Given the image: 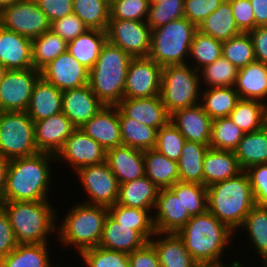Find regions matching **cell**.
I'll use <instances>...</instances> for the list:
<instances>
[{
  "instance_id": "cell-1",
  "label": "cell",
  "mask_w": 267,
  "mask_h": 267,
  "mask_svg": "<svg viewBox=\"0 0 267 267\" xmlns=\"http://www.w3.org/2000/svg\"><path fill=\"white\" fill-rule=\"evenodd\" d=\"M52 159L55 155L47 152L11 159L1 201H47Z\"/></svg>"
},
{
  "instance_id": "cell-2",
  "label": "cell",
  "mask_w": 267,
  "mask_h": 267,
  "mask_svg": "<svg viewBox=\"0 0 267 267\" xmlns=\"http://www.w3.org/2000/svg\"><path fill=\"white\" fill-rule=\"evenodd\" d=\"M234 233L208 210L191 216L177 232L185 248L198 264H223L221 257L225 245Z\"/></svg>"
},
{
  "instance_id": "cell-3",
  "label": "cell",
  "mask_w": 267,
  "mask_h": 267,
  "mask_svg": "<svg viewBox=\"0 0 267 267\" xmlns=\"http://www.w3.org/2000/svg\"><path fill=\"white\" fill-rule=\"evenodd\" d=\"M207 205L208 211L232 231L240 228L255 206L247 173L243 170L233 178L208 186Z\"/></svg>"
},
{
  "instance_id": "cell-4",
  "label": "cell",
  "mask_w": 267,
  "mask_h": 267,
  "mask_svg": "<svg viewBox=\"0 0 267 267\" xmlns=\"http://www.w3.org/2000/svg\"><path fill=\"white\" fill-rule=\"evenodd\" d=\"M132 56L108 41L89 71L88 85L104 105H117L124 98L127 70Z\"/></svg>"
},
{
  "instance_id": "cell-5",
  "label": "cell",
  "mask_w": 267,
  "mask_h": 267,
  "mask_svg": "<svg viewBox=\"0 0 267 267\" xmlns=\"http://www.w3.org/2000/svg\"><path fill=\"white\" fill-rule=\"evenodd\" d=\"M0 206L10 219L18 244L47 243L46 236L57 229L49 201H0Z\"/></svg>"
},
{
  "instance_id": "cell-6",
  "label": "cell",
  "mask_w": 267,
  "mask_h": 267,
  "mask_svg": "<svg viewBox=\"0 0 267 267\" xmlns=\"http://www.w3.org/2000/svg\"><path fill=\"white\" fill-rule=\"evenodd\" d=\"M108 207L80 203L71 208L58 231L60 240L75 246L78 253L99 246L104 229Z\"/></svg>"
},
{
  "instance_id": "cell-7",
  "label": "cell",
  "mask_w": 267,
  "mask_h": 267,
  "mask_svg": "<svg viewBox=\"0 0 267 267\" xmlns=\"http://www.w3.org/2000/svg\"><path fill=\"white\" fill-rule=\"evenodd\" d=\"M198 27L185 17L152 29L148 57L161 67L185 64Z\"/></svg>"
},
{
  "instance_id": "cell-8",
  "label": "cell",
  "mask_w": 267,
  "mask_h": 267,
  "mask_svg": "<svg viewBox=\"0 0 267 267\" xmlns=\"http://www.w3.org/2000/svg\"><path fill=\"white\" fill-rule=\"evenodd\" d=\"M192 68L188 64L162 67L160 97L170 115L198 105L199 83L202 82L199 80V71Z\"/></svg>"
},
{
  "instance_id": "cell-9",
  "label": "cell",
  "mask_w": 267,
  "mask_h": 267,
  "mask_svg": "<svg viewBox=\"0 0 267 267\" xmlns=\"http://www.w3.org/2000/svg\"><path fill=\"white\" fill-rule=\"evenodd\" d=\"M34 121L26 111L0 112V154L9 160L39 153Z\"/></svg>"
},
{
  "instance_id": "cell-10",
  "label": "cell",
  "mask_w": 267,
  "mask_h": 267,
  "mask_svg": "<svg viewBox=\"0 0 267 267\" xmlns=\"http://www.w3.org/2000/svg\"><path fill=\"white\" fill-rule=\"evenodd\" d=\"M0 25L30 39L50 30V22L35 0H21L0 12Z\"/></svg>"
},
{
  "instance_id": "cell-11",
  "label": "cell",
  "mask_w": 267,
  "mask_h": 267,
  "mask_svg": "<svg viewBox=\"0 0 267 267\" xmlns=\"http://www.w3.org/2000/svg\"><path fill=\"white\" fill-rule=\"evenodd\" d=\"M41 72L34 68L7 70L0 80V112L26 111Z\"/></svg>"
},
{
  "instance_id": "cell-12",
  "label": "cell",
  "mask_w": 267,
  "mask_h": 267,
  "mask_svg": "<svg viewBox=\"0 0 267 267\" xmlns=\"http://www.w3.org/2000/svg\"><path fill=\"white\" fill-rule=\"evenodd\" d=\"M107 40L132 57H148L152 29L147 21L110 20Z\"/></svg>"
},
{
  "instance_id": "cell-13",
  "label": "cell",
  "mask_w": 267,
  "mask_h": 267,
  "mask_svg": "<svg viewBox=\"0 0 267 267\" xmlns=\"http://www.w3.org/2000/svg\"><path fill=\"white\" fill-rule=\"evenodd\" d=\"M76 172L91 200L87 204L110 207L117 203L120 184L106 161Z\"/></svg>"
},
{
  "instance_id": "cell-14",
  "label": "cell",
  "mask_w": 267,
  "mask_h": 267,
  "mask_svg": "<svg viewBox=\"0 0 267 267\" xmlns=\"http://www.w3.org/2000/svg\"><path fill=\"white\" fill-rule=\"evenodd\" d=\"M154 209L158 211L153 217L155 236L177 233L191 219L181 201V182H176L170 188L159 189Z\"/></svg>"
},
{
  "instance_id": "cell-15",
  "label": "cell",
  "mask_w": 267,
  "mask_h": 267,
  "mask_svg": "<svg viewBox=\"0 0 267 267\" xmlns=\"http://www.w3.org/2000/svg\"><path fill=\"white\" fill-rule=\"evenodd\" d=\"M162 67L150 57H133L129 63L124 98L160 95Z\"/></svg>"
},
{
  "instance_id": "cell-16",
  "label": "cell",
  "mask_w": 267,
  "mask_h": 267,
  "mask_svg": "<svg viewBox=\"0 0 267 267\" xmlns=\"http://www.w3.org/2000/svg\"><path fill=\"white\" fill-rule=\"evenodd\" d=\"M41 77L61 91L88 84L89 70L68 51L56 57L41 71Z\"/></svg>"
},
{
  "instance_id": "cell-17",
  "label": "cell",
  "mask_w": 267,
  "mask_h": 267,
  "mask_svg": "<svg viewBox=\"0 0 267 267\" xmlns=\"http://www.w3.org/2000/svg\"><path fill=\"white\" fill-rule=\"evenodd\" d=\"M55 158H63L71 163L75 170L106 161V150L80 129H76L64 142Z\"/></svg>"
},
{
  "instance_id": "cell-18",
  "label": "cell",
  "mask_w": 267,
  "mask_h": 267,
  "mask_svg": "<svg viewBox=\"0 0 267 267\" xmlns=\"http://www.w3.org/2000/svg\"><path fill=\"white\" fill-rule=\"evenodd\" d=\"M80 130L98 142L106 151L122 145L116 105H104Z\"/></svg>"
},
{
  "instance_id": "cell-19",
  "label": "cell",
  "mask_w": 267,
  "mask_h": 267,
  "mask_svg": "<svg viewBox=\"0 0 267 267\" xmlns=\"http://www.w3.org/2000/svg\"><path fill=\"white\" fill-rule=\"evenodd\" d=\"M170 122L186 141L210 145L213 120L200 104L175 111Z\"/></svg>"
},
{
  "instance_id": "cell-20",
  "label": "cell",
  "mask_w": 267,
  "mask_h": 267,
  "mask_svg": "<svg viewBox=\"0 0 267 267\" xmlns=\"http://www.w3.org/2000/svg\"><path fill=\"white\" fill-rule=\"evenodd\" d=\"M103 106L88 84L63 91L62 112L78 129Z\"/></svg>"
},
{
  "instance_id": "cell-21",
  "label": "cell",
  "mask_w": 267,
  "mask_h": 267,
  "mask_svg": "<svg viewBox=\"0 0 267 267\" xmlns=\"http://www.w3.org/2000/svg\"><path fill=\"white\" fill-rule=\"evenodd\" d=\"M127 117L159 130L170 122L171 115L160 95L144 98H123L116 105Z\"/></svg>"
},
{
  "instance_id": "cell-22",
  "label": "cell",
  "mask_w": 267,
  "mask_h": 267,
  "mask_svg": "<svg viewBox=\"0 0 267 267\" xmlns=\"http://www.w3.org/2000/svg\"><path fill=\"white\" fill-rule=\"evenodd\" d=\"M34 129L35 145L38 151L56 155L77 128L63 112H60L47 119L34 122Z\"/></svg>"
},
{
  "instance_id": "cell-23",
  "label": "cell",
  "mask_w": 267,
  "mask_h": 267,
  "mask_svg": "<svg viewBox=\"0 0 267 267\" xmlns=\"http://www.w3.org/2000/svg\"><path fill=\"white\" fill-rule=\"evenodd\" d=\"M0 63L8 70L34 68L32 39L0 25Z\"/></svg>"
},
{
  "instance_id": "cell-24",
  "label": "cell",
  "mask_w": 267,
  "mask_h": 267,
  "mask_svg": "<svg viewBox=\"0 0 267 267\" xmlns=\"http://www.w3.org/2000/svg\"><path fill=\"white\" fill-rule=\"evenodd\" d=\"M106 163L123 184L145 175L144 151L129 146H117L106 151Z\"/></svg>"
},
{
  "instance_id": "cell-25",
  "label": "cell",
  "mask_w": 267,
  "mask_h": 267,
  "mask_svg": "<svg viewBox=\"0 0 267 267\" xmlns=\"http://www.w3.org/2000/svg\"><path fill=\"white\" fill-rule=\"evenodd\" d=\"M63 91L40 77L34 85L26 112L34 121H41L62 112Z\"/></svg>"
},
{
  "instance_id": "cell-26",
  "label": "cell",
  "mask_w": 267,
  "mask_h": 267,
  "mask_svg": "<svg viewBox=\"0 0 267 267\" xmlns=\"http://www.w3.org/2000/svg\"><path fill=\"white\" fill-rule=\"evenodd\" d=\"M147 242L133 226L122 225L107 215L100 247L129 254L142 248Z\"/></svg>"
},
{
  "instance_id": "cell-27",
  "label": "cell",
  "mask_w": 267,
  "mask_h": 267,
  "mask_svg": "<svg viewBox=\"0 0 267 267\" xmlns=\"http://www.w3.org/2000/svg\"><path fill=\"white\" fill-rule=\"evenodd\" d=\"M242 171L234 151L209 148L203 160V185L208 187Z\"/></svg>"
},
{
  "instance_id": "cell-28",
  "label": "cell",
  "mask_w": 267,
  "mask_h": 267,
  "mask_svg": "<svg viewBox=\"0 0 267 267\" xmlns=\"http://www.w3.org/2000/svg\"><path fill=\"white\" fill-rule=\"evenodd\" d=\"M234 88L240 99L264 102L262 100L267 96V64L254 61L239 69Z\"/></svg>"
},
{
  "instance_id": "cell-29",
  "label": "cell",
  "mask_w": 267,
  "mask_h": 267,
  "mask_svg": "<svg viewBox=\"0 0 267 267\" xmlns=\"http://www.w3.org/2000/svg\"><path fill=\"white\" fill-rule=\"evenodd\" d=\"M159 188L147 177L119 185L117 204L151 210L155 208Z\"/></svg>"
},
{
  "instance_id": "cell-30",
  "label": "cell",
  "mask_w": 267,
  "mask_h": 267,
  "mask_svg": "<svg viewBox=\"0 0 267 267\" xmlns=\"http://www.w3.org/2000/svg\"><path fill=\"white\" fill-rule=\"evenodd\" d=\"M107 41L106 31L88 29L85 33L67 42V51L90 71Z\"/></svg>"
},
{
  "instance_id": "cell-31",
  "label": "cell",
  "mask_w": 267,
  "mask_h": 267,
  "mask_svg": "<svg viewBox=\"0 0 267 267\" xmlns=\"http://www.w3.org/2000/svg\"><path fill=\"white\" fill-rule=\"evenodd\" d=\"M163 235L167 237L149 241L156 249L161 267H195L198 264L177 233Z\"/></svg>"
},
{
  "instance_id": "cell-32",
  "label": "cell",
  "mask_w": 267,
  "mask_h": 267,
  "mask_svg": "<svg viewBox=\"0 0 267 267\" xmlns=\"http://www.w3.org/2000/svg\"><path fill=\"white\" fill-rule=\"evenodd\" d=\"M145 176L159 189L170 188L179 182V167L155 148L144 151Z\"/></svg>"
},
{
  "instance_id": "cell-33",
  "label": "cell",
  "mask_w": 267,
  "mask_h": 267,
  "mask_svg": "<svg viewBox=\"0 0 267 267\" xmlns=\"http://www.w3.org/2000/svg\"><path fill=\"white\" fill-rule=\"evenodd\" d=\"M234 152L244 171L250 166L267 163V126L245 133Z\"/></svg>"
},
{
  "instance_id": "cell-34",
  "label": "cell",
  "mask_w": 267,
  "mask_h": 267,
  "mask_svg": "<svg viewBox=\"0 0 267 267\" xmlns=\"http://www.w3.org/2000/svg\"><path fill=\"white\" fill-rule=\"evenodd\" d=\"M198 30L221 42L242 33L236 25L232 6L228 0H225L215 12L211 13L198 27Z\"/></svg>"
},
{
  "instance_id": "cell-35",
  "label": "cell",
  "mask_w": 267,
  "mask_h": 267,
  "mask_svg": "<svg viewBox=\"0 0 267 267\" xmlns=\"http://www.w3.org/2000/svg\"><path fill=\"white\" fill-rule=\"evenodd\" d=\"M209 145L186 141L177 161L179 182L203 184V160Z\"/></svg>"
},
{
  "instance_id": "cell-36",
  "label": "cell",
  "mask_w": 267,
  "mask_h": 267,
  "mask_svg": "<svg viewBox=\"0 0 267 267\" xmlns=\"http://www.w3.org/2000/svg\"><path fill=\"white\" fill-rule=\"evenodd\" d=\"M119 123L122 145L139 150L155 148L157 129L127 117L119 108Z\"/></svg>"
},
{
  "instance_id": "cell-37",
  "label": "cell",
  "mask_w": 267,
  "mask_h": 267,
  "mask_svg": "<svg viewBox=\"0 0 267 267\" xmlns=\"http://www.w3.org/2000/svg\"><path fill=\"white\" fill-rule=\"evenodd\" d=\"M47 244H18L0 259V267H53L49 262Z\"/></svg>"
},
{
  "instance_id": "cell-38",
  "label": "cell",
  "mask_w": 267,
  "mask_h": 267,
  "mask_svg": "<svg viewBox=\"0 0 267 267\" xmlns=\"http://www.w3.org/2000/svg\"><path fill=\"white\" fill-rule=\"evenodd\" d=\"M203 100L200 105L212 120L229 117L231 111L240 100L235 88L232 87H214L206 89L201 94Z\"/></svg>"
},
{
  "instance_id": "cell-39",
  "label": "cell",
  "mask_w": 267,
  "mask_h": 267,
  "mask_svg": "<svg viewBox=\"0 0 267 267\" xmlns=\"http://www.w3.org/2000/svg\"><path fill=\"white\" fill-rule=\"evenodd\" d=\"M151 210L125 207L114 204L108 207V214L118 223L126 226H133L148 242L156 235L153 217L149 216Z\"/></svg>"
},
{
  "instance_id": "cell-40",
  "label": "cell",
  "mask_w": 267,
  "mask_h": 267,
  "mask_svg": "<svg viewBox=\"0 0 267 267\" xmlns=\"http://www.w3.org/2000/svg\"><path fill=\"white\" fill-rule=\"evenodd\" d=\"M67 51V42L51 30L32 39V59L35 70L41 71L56 57Z\"/></svg>"
},
{
  "instance_id": "cell-41",
  "label": "cell",
  "mask_w": 267,
  "mask_h": 267,
  "mask_svg": "<svg viewBox=\"0 0 267 267\" xmlns=\"http://www.w3.org/2000/svg\"><path fill=\"white\" fill-rule=\"evenodd\" d=\"M73 13L89 29L106 31L110 21V0H73Z\"/></svg>"
},
{
  "instance_id": "cell-42",
  "label": "cell",
  "mask_w": 267,
  "mask_h": 267,
  "mask_svg": "<svg viewBox=\"0 0 267 267\" xmlns=\"http://www.w3.org/2000/svg\"><path fill=\"white\" fill-rule=\"evenodd\" d=\"M229 118L244 133L253 132L265 126L264 103L256 100L240 99Z\"/></svg>"
},
{
  "instance_id": "cell-43",
  "label": "cell",
  "mask_w": 267,
  "mask_h": 267,
  "mask_svg": "<svg viewBox=\"0 0 267 267\" xmlns=\"http://www.w3.org/2000/svg\"><path fill=\"white\" fill-rule=\"evenodd\" d=\"M241 228L249 231V237L260 256H267V206L255 205L245 217Z\"/></svg>"
},
{
  "instance_id": "cell-44",
  "label": "cell",
  "mask_w": 267,
  "mask_h": 267,
  "mask_svg": "<svg viewBox=\"0 0 267 267\" xmlns=\"http://www.w3.org/2000/svg\"><path fill=\"white\" fill-rule=\"evenodd\" d=\"M222 56L238 69L256 61L249 33H240L222 43Z\"/></svg>"
},
{
  "instance_id": "cell-45",
  "label": "cell",
  "mask_w": 267,
  "mask_h": 267,
  "mask_svg": "<svg viewBox=\"0 0 267 267\" xmlns=\"http://www.w3.org/2000/svg\"><path fill=\"white\" fill-rule=\"evenodd\" d=\"M244 134L229 117L214 119L209 147L217 150L234 151Z\"/></svg>"
},
{
  "instance_id": "cell-46",
  "label": "cell",
  "mask_w": 267,
  "mask_h": 267,
  "mask_svg": "<svg viewBox=\"0 0 267 267\" xmlns=\"http://www.w3.org/2000/svg\"><path fill=\"white\" fill-rule=\"evenodd\" d=\"M222 43L211 36L202 34L199 30L195 33L190 46L189 54L196 60L197 71L216 61L222 54Z\"/></svg>"
},
{
  "instance_id": "cell-47",
  "label": "cell",
  "mask_w": 267,
  "mask_h": 267,
  "mask_svg": "<svg viewBox=\"0 0 267 267\" xmlns=\"http://www.w3.org/2000/svg\"><path fill=\"white\" fill-rule=\"evenodd\" d=\"M202 71L208 88L234 87L239 69L221 55L213 63L204 66Z\"/></svg>"
},
{
  "instance_id": "cell-48",
  "label": "cell",
  "mask_w": 267,
  "mask_h": 267,
  "mask_svg": "<svg viewBox=\"0 0 267 267\" xmlns=\"http://www.w3.org/2000/svg\"><path fill=\"white\" fill-rule=\"evenodd\" d=\"M186 139L179 130L169 122L157 130L155 149L165 155L168 159L178 161L181 156Z\"/></svg>"
},
{
  "instance_id": "cell-49",
  "label": "cell",
  "mask_w": 267,
  "mask_h": 267,
  "mask_svg": "<svg viewBox=\"0 0 267 267\" xmlns=\"http://www.w3.org/2000/svg\"><path fill=\"white\" fill-rule=\"evenodd\" d=\"M183 17L184 0H165L159 4H150L146 21L151 29H155Z\"/></svg>"
},
{
  "instance_id": "cell-50",
  "label": "cell",
  "mask_w": 267,
  "mask_h": 267,
  "mask_svg": "<svg viewBox=\"0 0 267 267\" xmlns=\"http://www.w3.org/2000/svg\"><path fill=\"white\" fill-rule=\"evenodd\" d=\"M87 267H130L128 254L96 246L81 253Z\"/></svg>"
},
{
  "instance_id": "cell-51",
  "label": "cell",
  "mask_w": 267,
  "mask_h": 267,
  "mask_svg": "<svg viewBox=\"0 0 267 267\" xmlns=\"http://www.w3.org/2000/svg\"><path fill=\"white\" fill-rule=\"evenodd\" d=\"M149 7V0H110V20L146 21Z\"/></svg>"
},
{
  "instance_id": "cell-52",
  "label": "cell",
  "mask_w": 267,
  "mask_h": 267,
  "mask_svg": "<svg viewBox=\"0 0 267 267\" xmlns=\"http://www.w3.org/2000/svg\"><path fill=\"white\" fill-rule=\"evenodd\" d=\"M181 201L190 216L205 213L208 210L207 187L203 184L181 182Z\"/></svg>"
},
{
  "instance_id": "cell-53",
  "label": "cell",
  "mask_w": 267,
  "mask_h": 267,
  "mask_svg": "<svg viewBox=\"0 0 267 267\" xmlns=\"http://www.w3.org/2000/svg\"><path fill=\"white\" fill-rule=\"evenodd\" d=\"M225 0H184V17L199 27Z\"/></svg>"
},
{
  "instance_id": "cell-54",
  "label": "cell",
  "mask_w": 267,
  "mask_h": 267,
  "mask_svg": "<svg viewBox=\"0 0 267 267\" xmlns=\"http://www.w3.org/2000/svg\"><path fill=\"white\" fill-rule=\"evenodd\" d=\"M245 172L249 177L255 205L267 206V163L250 166Z\"/></svg>"
},
{
  "instance_id": "cell-55",
  "label": "cell",
  "mask_w": 267,
  "mask_h": 267,
  "mask_svg": "<svg viewBox=\"0 0 267 267\" xmlns=\"http://www.w3.org/2000/svg\"><path fill=\"white\" fill-rule=\"evenodd\" d=\"M89 28L74 13L50 23V30L66 42H70Z\"/></svg>"
},
{
  "instance_id": "cell-56",
  "label": "cell",
  "mask_w": 267,
  "mask_h": 267,
  "mask_svg": "<svg viewBox=\"0 0 267 267\" xmlns=\"http://www.w3.org/2000/svg\"><path fill=\"white\" fill-rule=\"evenodd\" d=\"M238 29L248 33L255 28L254 10L250 0H228Z\"/></svg>"
},
{
  "instance_id": "cell-57",
  "label": "cell",
  "mask_w": 267,
  "mask_h": 267,
  "mask_svg": "<svg viewBox=\"0 0 267 267\" xmlns=\"http://www.w3.org/2000/svg\"><path fill=\"white\" fill-rule=\"evenodd\" d=\"M51 23L73 13V0H35Z\"/></svg>"
},
{
  "instance_id": "cell-58",
  "label": "cell",
  "mask_w": 267,
  "mask_h": 267,
  "mask_svg": "<svg viewBox=\"0 0 267 267\" xmlns=\"http://www.w3.org/2000/svg\"><path fill=\"white\" fill-rule=\"evenodd\" d=\"M18 246L10 219L0 206V259L7 256Z\"/></svg>"
},
{
  "instance_id": "cell-59",
  "label": "cell",
  "mask_w": 267,
  "mask_h": 267,
  "mask_svg": "<svg viewBox=\"0 0 267 267\" xmlns=\"http://www.w3.org/2000/svg\"><path fill=\"white\" fill-rule=\"evenodd\" d=\"M128 259L130 267H161L156 249L150 242L129 253Z\"/></svg>"
},
{
  "instance_id": "cell-60",
  "label": "cell",
  "mask_w": 267,
  "mask_h": 267,
  "mask_svg": "<svg viewBox=\"0 0 267 267\" xmlns=\"http://www.w3.org/2000/svg\"><path fill=\"white\" fill-rule=\"evenodd\" d=\"M248 33L252 39L256 61L267 64V26H257Z\"/></svg>"
},
{
  "instance_id": "cell-61",
  "label": "cell",
  "mask_w": 267,
  "mask_h": 267,
  "mask_svg": "<svg viewBox=\"0 0 267 267\" xmlns=\"http://www.w3.org/2000/svg\"><path fill=\"white\" fill-rule=\"evenodd\" d=\"M254 10L255 27L267 26V0H250Z\"/></svg>"
},
{
  "instance_id": "cell-62",
  "label": "cell",
  "mask_w": 267,
  "mask_h": 267,
  "mask_svg": "<svg viewBox=\"0 0 267 267\" xmlns=\"http://www.w3.org/2000/svg\"><path fill=\"white\" fill-rule=\"evenodd\" d=\"M9 161L10 160L8 158L0 154V201L2 200V196L6 185V174Z\"/></svg>"
},
{
  "instance_id": "cell-63",
  "label": "cell",
  "mask_w": 267,
  "mask_h": 267,
  "mask_svg": "<svg viewBox=\"0 0 267 267\" xmlns=\"http://www.w3.org/2000/svg\"><path fill=\"white\" fill-rule=\"evenodd\" d=\"M17 1H21V0H0V12L11 6L12 4L16 3Z\"/></svg>"
},
{
  "instance_id": "cell-64",
  "label": "cell",
  "mask_w": 267,
  "mask_h": 267,
  "mask_svg": "<svg viewBox=\"0 0 267 267\" xmlns=\"http://www.w3.org/2000/svg\"><path fill=\"white\" fill-rule=\"evenodd\" d=\"M223 264H197L195 267H221Z\"/></svg>"
},
{
  "instance_id": "cell-65",
  "label": "cell",
  "mask_w": 267,
  "mask_h": 267,
  "mask_svg": "<svg viewBox=\"0 0 267 267\" xmlns=\"http://www.w3.org/2000/svg\"><path fill=\"white\" fill-rule=\"evenodd\" d=\"M7 70L8 69L0 63V80L4 77Z\"/></svg>"
},
{
  "instance_id": "cell-66",
  "label": "cell",
  "mask_w": 267,
  "mask_h": 267,
  "mask_svg": "<svg viewBox=\"0 0 267 267\" xmlns=\"http://www.w3.org/2000/svg\"><path fill=\"white\" fill-rule=\"evenodd\" d=\"M230 266L231 267H242L238 261L232 262V264ZM230 266H228V267H230ZM221 267H225V264H223Z\"/></svg>"
},
{
  "instance_id": "cell-67",
  "label": "cell",
  "mask_w": 267,
  "mask_h": 267,
  "mask_svg": "<svg viewBox=\"0 0 267 267\" xmlns=\"http://www.w3.org/2000/svg\"><path fill=\"white\" fill-rule=\"evenodd\" d=\"M264 113H265V125L267 126V104L264 103Z\"/></svg>"
},
{
  "instance_id": "cell-68",
  "label": "cell",
  "mask_w": 267,
  "mask_h": 267,
  "mask_svg": "<svg viewBox=\"0 0 267 267\" xmlns=\"http://www.w3.org/2000/svg\"><path fill=\"white\" fill-rule=\"evenodd\" d=\"M163 1H165V0H149V3L150 4H159V3L163 2Z\"/></svg>"
},
{
  "instance_id": "cell-69",
  "label": "cell",
  "mask_w": 267,
  "mask_h": 267,
  "mask_svg": "<svg viewBox=\"0 0 267 267\" xmlns=\"http://www.w3.org/2000/svg\"><path fill=\"white\" fill-rule=\"evenodd\" d=\"M263 262H264V267H267V256L265 257Z\"/></svg>"
}]
</instances>
